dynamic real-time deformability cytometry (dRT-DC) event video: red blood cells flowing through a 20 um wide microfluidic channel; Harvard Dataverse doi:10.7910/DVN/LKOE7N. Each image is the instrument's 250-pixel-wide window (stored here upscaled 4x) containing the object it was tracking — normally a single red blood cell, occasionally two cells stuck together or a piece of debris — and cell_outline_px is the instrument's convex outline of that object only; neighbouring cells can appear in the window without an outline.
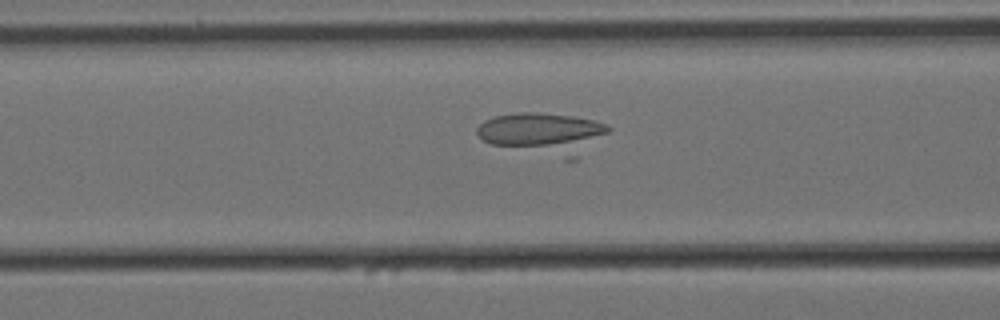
{"species": "Egyptian fruit bat (a non-hibernating species)", "species_latin": "Rousettus aegyptiacus", "temperature_condition": "cold", "stored_images_in_passage": 14, "camera_frame_rate_fps": 3000, "um_per_image_px": 0.085, "animal": {"sex": "female"}, "frame": {"image": 1, "passage_image": 12, "time_ms": 3.667, "image_size_px": [1000, 320], "cell_outline_px": [[612, 128], [608, 132], [576, 160], [564, 160], [492, 144], [484, 140], [476, 132], [476, 128], [484, 120], [492, 116], [520, 112], [532, 112], [572, 116], [592, 120], [608, 124]], "centroid_in_image_um": [46.19, 11.36], "position_along_channel_um": 120.4, "area_um2": 32.02}}